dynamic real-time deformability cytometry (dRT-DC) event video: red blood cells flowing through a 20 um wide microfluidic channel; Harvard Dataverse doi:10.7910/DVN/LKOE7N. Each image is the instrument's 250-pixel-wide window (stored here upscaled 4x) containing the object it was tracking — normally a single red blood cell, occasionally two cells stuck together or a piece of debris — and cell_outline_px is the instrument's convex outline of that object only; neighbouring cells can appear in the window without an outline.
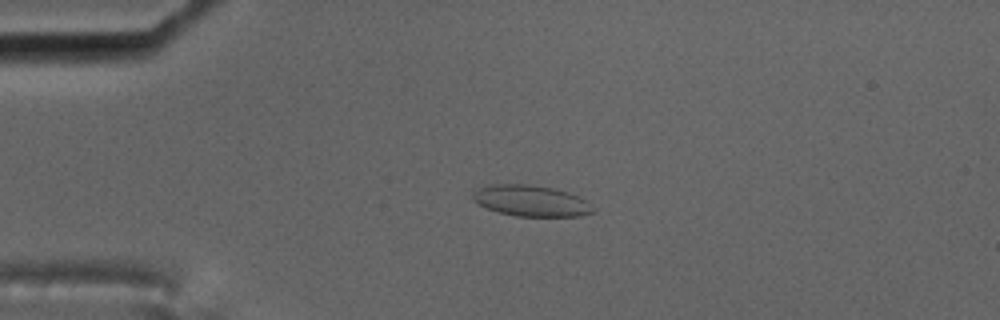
{"species": "common noctule bat (a hibernating species)", "species_latin": "Nyctalus noctula", "temperature_condition": "cold", "stored_images_in_passage": 5, "camera_frame_rate_fps": 3000, "um_per_image_px": 0.085, "animal": {"sex": "male", "body_mass_g": 17.5, "forearm_length_mm": 52.3}, "frame": {"image": 1, "passage_image": 4, "time_ms": 3.667, "image_size_px": [1000, 320], "cell_outline_px": [[596, 208], [592, 212], [580, 216], [516, 216], [500, 212], [488, 208], [472, 200], [472, 196], [480, 188], [488, 184], [532, 184], [552, 188], [568, 192], [584, 200]], "centroid_in_image_um": [45.14, 17.06], "position_along_channel_um": 39.9, "area_um2": 21.5}}